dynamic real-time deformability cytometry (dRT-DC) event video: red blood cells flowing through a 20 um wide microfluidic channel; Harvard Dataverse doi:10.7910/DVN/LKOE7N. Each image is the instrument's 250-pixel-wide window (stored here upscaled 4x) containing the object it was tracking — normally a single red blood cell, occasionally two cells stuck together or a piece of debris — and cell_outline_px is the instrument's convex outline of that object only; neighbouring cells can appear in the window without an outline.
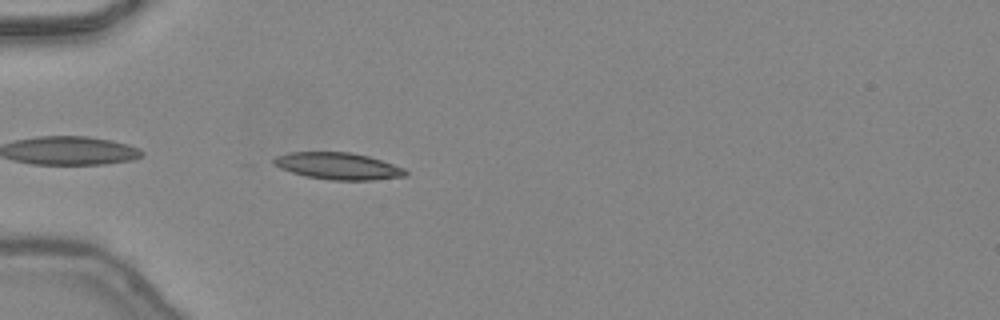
{"species": "common noctule bat (a hibernating species)", "species_latin": "Nyctalus noctula", "temperature_condition": "warm", "stored_images_in_passage": 11, "camera_frame_rate_fps": 3000, "um_per_image_px": 0.085, "animal": {"sex": "female", "body_mass_g": 24.6, "forearm_length_mm": 56.2}, "frame": {"image": 1, "passage_image": 2, "time_ms": 0.333, "image_size_px": [1000, 320], "cell_outline_px": [[408, 172], [404, 176], [372, 180], [332, 180], [304, 176], [280, 168], [272, 164], [272, 160], [276, 156], [288, 152], [352, 152], [368, 156], [404, 168]], "centroid_in_image_um": [28.69, 14.11], "position_along_channel_um": 56.3, "area_um2": 20.58}}
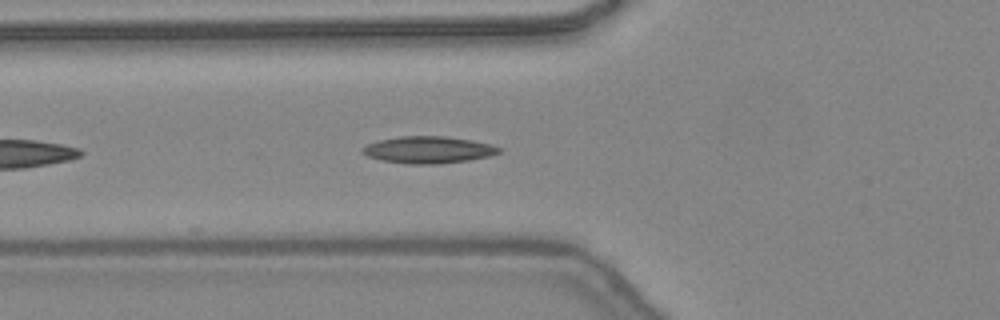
{"frame": {"image": 2, "passage_image": 5, "time_ms": 1.333, "image_size_px": [1000, 320], "cell_outline_px": [[500, 152], [488, 156], [468, 160], [436, 164], [408, 164], [380, 160], [368, 156], [360, 152], [360, 148], [368, 144], [380, 140], [400, 136], [448, 136], [472, 140], [488, 144], [500, 148]], "centroid_in_image_um": [36.35, 12.73], "position_along_channel_um": 89.4, "area_um2": 21.33}}
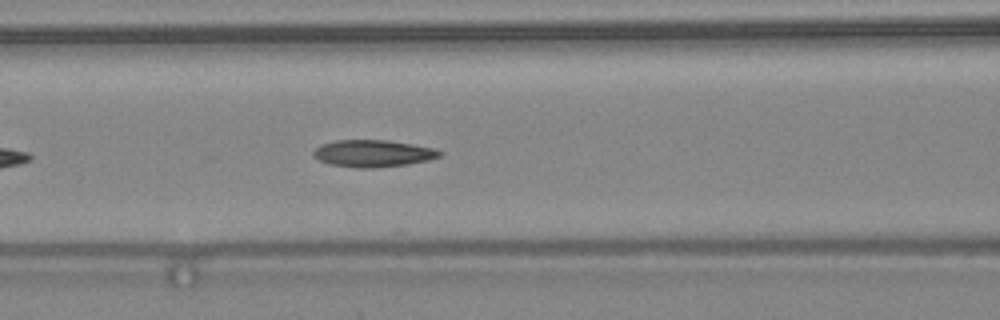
{"frame": {"image": 3, "passage_image": 8, "time_ms": 2.333, "image_size_px": [1000, 320], "cell_outline_px": [[444, 152], [440, 156], [428, 160], [408, 164], [372, 168], [356, 168], [328, 164], [312, 156], [312, 152], [320, 144], [336, 140], [388, 140], [436, 148]], "centroid_in_image_um": [31.7, 13.04], "position_along_channel_um": 134.9, "area_um2": 20.06}}